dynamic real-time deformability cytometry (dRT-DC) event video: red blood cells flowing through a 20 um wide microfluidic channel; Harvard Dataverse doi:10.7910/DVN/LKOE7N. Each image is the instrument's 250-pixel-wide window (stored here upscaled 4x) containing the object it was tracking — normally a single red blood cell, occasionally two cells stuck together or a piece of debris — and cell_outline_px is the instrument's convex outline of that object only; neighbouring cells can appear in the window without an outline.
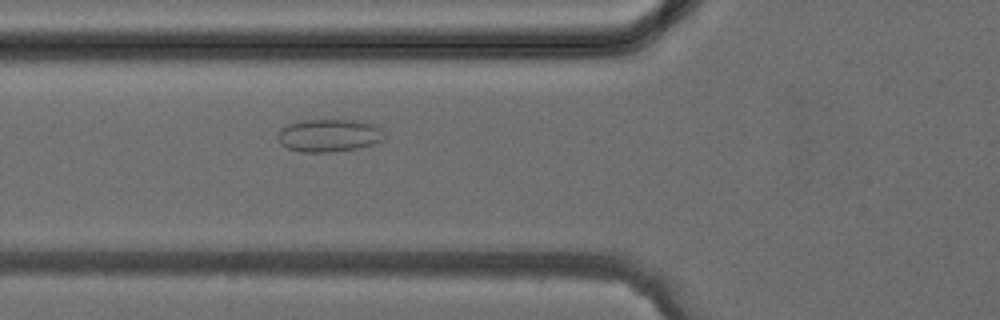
{"species": "common noctule bat (a hibernating species)", "species_latin": "Nyctalus noctula", "temperature_condition": "cold", "stored_images_in_passage": 3, "camera_frame_rate_fps": 3000, "um_per_image_px": 0.085, "animal": {"sex": "female", "body_mass_g": 24.6, "forearm_length_mm": 56.2}, "frame": {"image": 1, "passage_image": 3, "time_ms": 2.667, "image_size_px": [1000, 320], "cell_outline_px": [[384, 140], [360, 148], [332, 152], [300, 152], [288, 148], [280, 144], [276, 136], [280, 128], [296, 120], [356, 120], [376, 124], [380, 128], [384, 136]], "centroid_in_image_um": [27.94, 11.51], "position_along_channel_um": 97.9, "area_um2": 20.69}}